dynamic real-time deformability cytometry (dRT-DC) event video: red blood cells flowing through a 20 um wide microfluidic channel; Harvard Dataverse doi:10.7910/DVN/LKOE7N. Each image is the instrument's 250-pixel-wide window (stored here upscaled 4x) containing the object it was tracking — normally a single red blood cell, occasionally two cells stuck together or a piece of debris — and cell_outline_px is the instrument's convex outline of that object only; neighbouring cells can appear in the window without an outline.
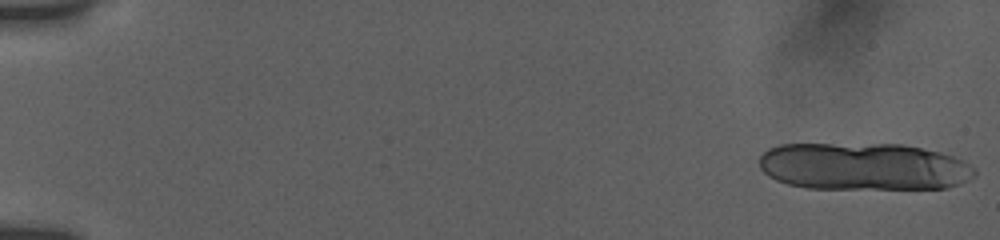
{"species": "human", "species_latin": "Homo sapiens", "temperature_condition": "room temperature", "stored_images_in_passage": 16, "camera_frame_rate_fps": 3000, "um_per_image_px": 0.085, "donor": {"sex": "female"}, "frame": {"image": 1, "passage_image": 1, "time_ms": 0.0, "image_size_px": [1000, 240], "cell_outline_px": [[976, 176], [960, 184], [948, 188], [808, 188], [788, 184], [776, 180], [768, 176], [760, 168], [760, 156], [768, 148], [780, 144], [904, 144], [940, 152], [952, 156], [976, 168]], "centroid_in_image_um": [73.41, 14.15], "position_along_channel_um": 11.6, "area_um2": 59.59}}